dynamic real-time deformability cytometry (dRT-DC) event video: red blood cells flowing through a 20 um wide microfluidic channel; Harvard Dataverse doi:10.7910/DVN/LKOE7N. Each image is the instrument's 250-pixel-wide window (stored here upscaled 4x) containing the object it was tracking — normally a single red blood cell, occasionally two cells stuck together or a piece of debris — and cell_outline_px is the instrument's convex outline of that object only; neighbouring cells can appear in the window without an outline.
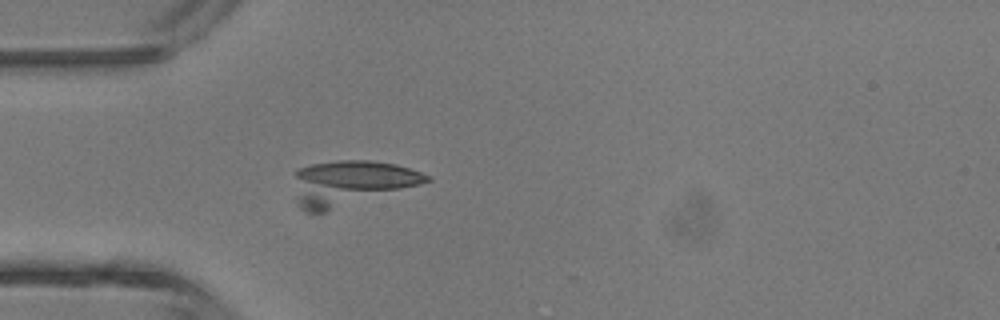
{"species": "common noctule bat (a hibernating species)", "species_latin": "Nyctalus noctula", "temperature_condition": "room temperature", "stored_images_in_passage": 5, "camera_frame_rate_fps": 3000, "um_per_image_px": 0.085, "animal": {"sex": "male", "body_mass_g": 13.3}, "frame": {"image": 1, "passage_image": 5, "time_ms": 4.667, "image_size_px": [1000, 320], "cell_outline_px": [[432, 180], [420, 184], [328, 212], [304, 212], [296, 204], [296, 172], [300, 168], [312, 164], [336, 160], [372, 160], [396, 164], [432, 176]], "centroid_in_image_um": [29.81, 15.56], "position_along_channel_um": 55.2, "area_um2": 34.85}}